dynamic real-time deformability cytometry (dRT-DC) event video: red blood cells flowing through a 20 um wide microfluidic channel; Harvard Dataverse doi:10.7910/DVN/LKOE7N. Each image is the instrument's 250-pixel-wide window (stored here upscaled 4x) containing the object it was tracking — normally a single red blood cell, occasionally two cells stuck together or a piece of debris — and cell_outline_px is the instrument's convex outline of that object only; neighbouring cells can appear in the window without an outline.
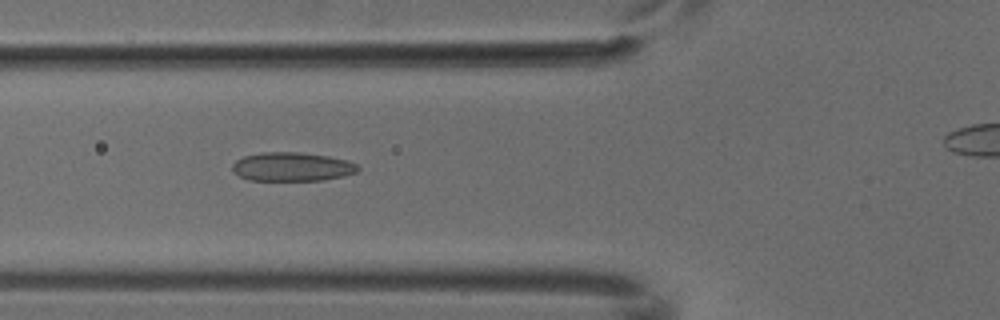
{"species": "common noctule bat (a hibernating species)", "species_latin": "Nyctalus noctula", "temperature_condition": "cold", "stored_images_in_passage": 4, "segment_of_instrument_passage": [1, 2], "camera_frame_rate_fps": 3000, "um_per_image_px": 0.085, "animal": {"sex": "male", "body_mass_g": 18.8}, "frame": {"image": 1, "passage_image": 3, "time_ms": 0.667, "image_size_px": [1000, 320], "cell_outline_px": [[360, 168], [356, 172], [344, 176], [324, 180], [248, 180], [232, 172], [232, 164], [236, 160], [244, 156], [260, 152], [296, 152], [328, 156], [348, 160], [356, 164]], "centroid_in_image_um": [24.81, 14.17], "position_along_channel_um": 101.0, "area_um2": 21.15}}